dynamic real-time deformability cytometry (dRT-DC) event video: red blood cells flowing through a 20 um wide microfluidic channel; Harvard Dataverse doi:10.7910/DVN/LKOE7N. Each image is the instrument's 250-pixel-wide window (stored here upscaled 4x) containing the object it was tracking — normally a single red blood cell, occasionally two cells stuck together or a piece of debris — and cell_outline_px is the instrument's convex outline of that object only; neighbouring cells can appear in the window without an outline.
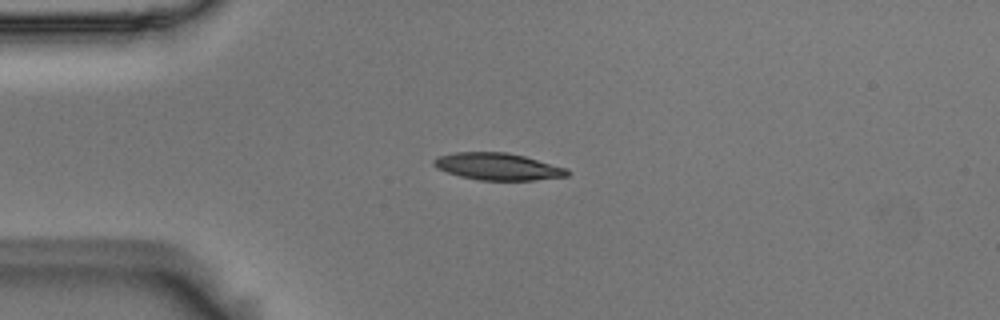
{"species": "Egyptian fruit bat (a non-hibernating species)", "species_latin": "Rousettus aegyptiacus", "temperature_condition": "room temperature", "stored_images_in_passage": 42, "camera_frame_rate_fps": 3000, "um_per_image_px": 0.085, "animal": {"sex": "male"}, "frame": {"image": 1, "passage_image": 1, "time_ms": 0.0, "image_size_px": [1000, 320], "cell_outline_px": [[568, 176], [532, 180], [476, 180], [460, 176], [436, 168], [432, 164], [432, 160], [440, 156], [456, 152], [508, 152], [524, 156], [568, 168]], "centroid_in_image_um": [42.3, 14.15], "position_along_channel_um": 42.7, "area_um2": 20.98}}
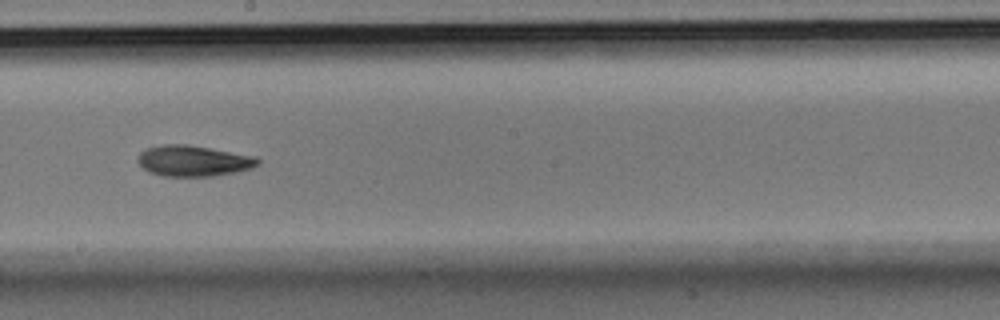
{"frame": {"image": 2, "passage_image": 18, "time_ms": 5.667, "image_size_px": [1000, 320], "cell_outline_px": [[260, 164], [252, 168], [236, 172], [212, 176], [160, 176], [148, 172], [136, 160], [140, 152], [144, 148], [160, 144], [188, 144], [256, 156], [260, 160]], "centroid_in_image_um": [16.42, 13.66], "position_along_channel_um": 231.8, "area_um2": 21.91}}
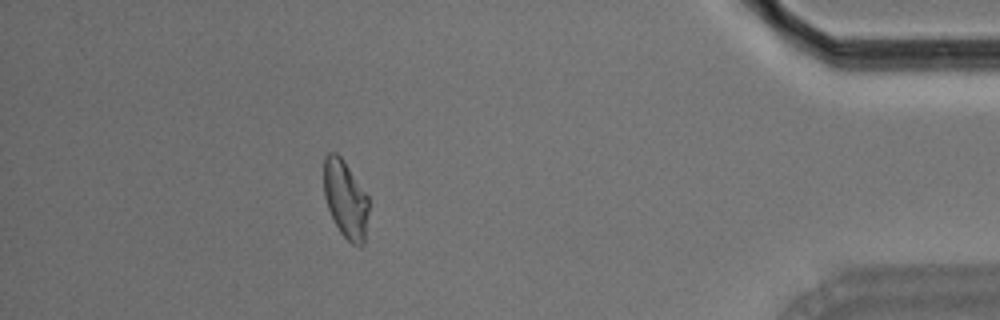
{"frame": {"image": 3, "passage_image": 36, "time_ms": 11.667, "image_size_px": [1000, 320], "cell_outline_px": [[368, 212], [364, 244], [360, 248], [352, 244], [340, 232], [328, 208], [324, 196], [324, 156], [328, 152], [336, 152], [344, 160], [368, 196]], "centroid_in_image_um": [29.37, 16.93], "position_along_channel_um": 405.8, "area_um2": 20.35}, "authors_computed_cell_mechanics": {"area_um2": 21.2126, "velocity_mm_per_s": 3.7059, "shape_relaxation_time_tau1_ms": 7.7369, "shape_relaxation_time_tau2_ms": null, "deformation_change_tau1": 0.1656, "deformation_change_tau2": null}}